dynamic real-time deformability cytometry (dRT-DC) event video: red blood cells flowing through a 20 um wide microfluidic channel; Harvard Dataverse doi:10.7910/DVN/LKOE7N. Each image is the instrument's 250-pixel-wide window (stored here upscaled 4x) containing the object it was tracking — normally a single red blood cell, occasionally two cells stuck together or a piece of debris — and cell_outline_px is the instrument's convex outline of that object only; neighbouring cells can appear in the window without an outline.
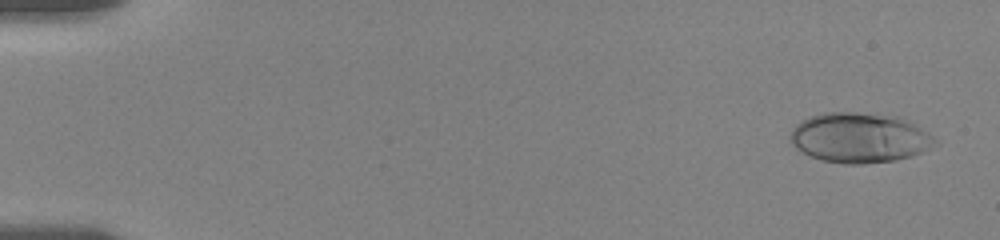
{"species": "human", "species_latin": "Homo sapiens", "temperature_condition": "room temperature", "stored_images_in_passage": 25, "camera_frame_rate_fps": 3000, "um_per_image_px": 0.085, "donor": {"sex": "female"}, "frame": {"image": 1, "passage_image": 1, "time_ms": 0.0, "image_size_px": [1000, 240], "cell_outline_px": [[940, 144], [912, 156], [896, 160], [864, 164], [844, 164], [824, 160], [812, 156], [796, 148], [788, 140], [788, 136], [792, 128], [800, 120], [808, 116], [824, 112], [856, 112], [900, 116], [908, 120], [928, 132], [940, 140]], "centroid_in_image_um": [73.08, 11.69], "position_along_channel_um": 11.9, "area_um2": 42.83}}
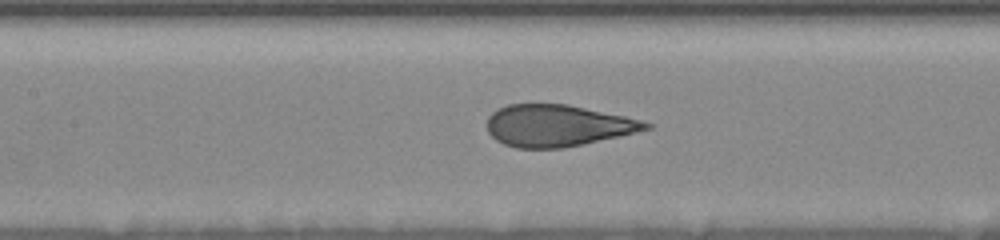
{"frame": {"image": 2, "passage_image": 15, "time_ms": 8.0, "image_size_px": [1000, 240], "cell_outline_px": [[652, 128], [620, 136], [584, 144], [564, 148], [516, 148], [504, 144], [496, 140], [488, 132], [488, 116], [492, 112], [508, 104], [568, 104], [624, 116], [640, 120], [652, 124]], "centroid_in_image_um": [47.38, 10.68], "position_along_channel_um": 160.0, "area_um2": 38.49}}
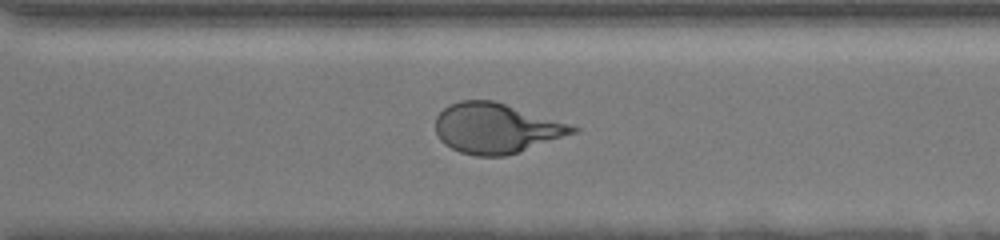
{"frame": {"image": 3, "passage_image": 25, "time_ms": 12.667, "image_size_px": [1000, 240], "cell_outline_px": [[580, 128], [576, 132], [504, 156], [476, 156], [460, 152], [444, 144], [440, 140], [436, 132], [436, 116], [448, 104], [460, 100], [492, 100], [568, 124]], "centroid_in_image_um": [42.08, 10.89], "position_along_channel_um": 328.5, "area_um2": 39.25}}